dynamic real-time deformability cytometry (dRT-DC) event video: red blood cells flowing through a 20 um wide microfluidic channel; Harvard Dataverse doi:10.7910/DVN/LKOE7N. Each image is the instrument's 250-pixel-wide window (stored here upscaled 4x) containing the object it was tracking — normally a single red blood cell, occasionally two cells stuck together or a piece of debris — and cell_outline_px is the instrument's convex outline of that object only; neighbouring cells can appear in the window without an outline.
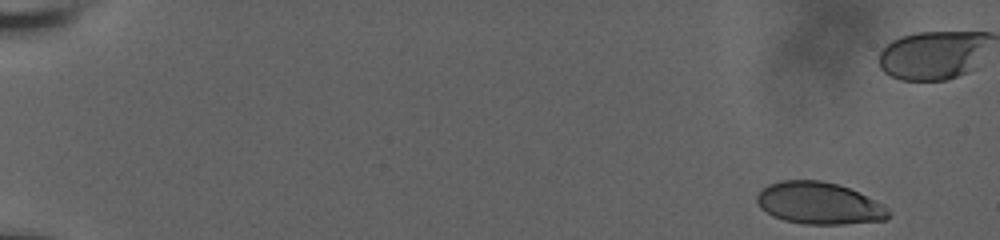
{"species": "human", "species_latin": "Homo sapiens", "temperature_condition": "room temperature", "stored_images_in_passage": 22, "camera_frame_rate_fps": 3000, "um_per_image_px": 0.085, "donor": {"sex": "male"}, "frame": {"image": 1, "passage_image": 3, "time_ms": 0.333, "image_size_px": [1000, 240], "cell_outline_px": [[892, 212], [884, 220], [844, 224], [804, 224], [784, 220], [772, 216], [760, 208], [756, 200], [756, 196], [768, 184], [780, 180], [820, 180], [836, 184], [848, 188], [884, 204]], "centroid_in_image_um": [69.61, 17.28], "position_along_channel_um": 15.4, "area_um2": 32.19}}